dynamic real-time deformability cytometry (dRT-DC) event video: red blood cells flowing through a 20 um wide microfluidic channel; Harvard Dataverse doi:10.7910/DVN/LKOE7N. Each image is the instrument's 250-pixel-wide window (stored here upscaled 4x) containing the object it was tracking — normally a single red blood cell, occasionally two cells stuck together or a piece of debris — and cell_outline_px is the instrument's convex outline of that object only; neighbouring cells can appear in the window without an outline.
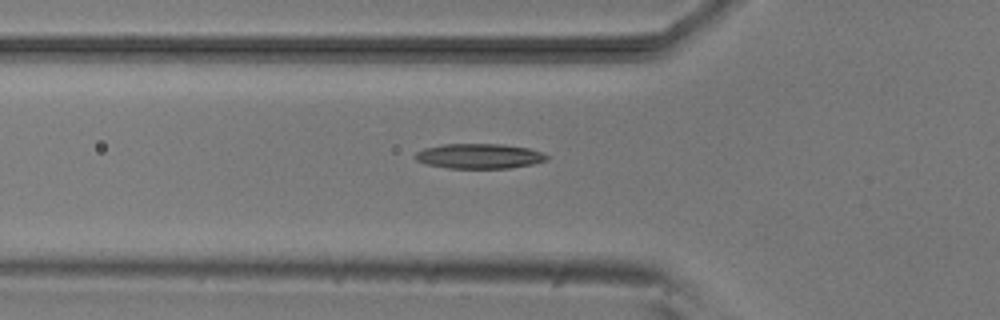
{"species": "common noctule bat (a hibernating species)", "species_latin": "Nyctalus noctula", "temperature_condition": "room temperature", "stored_images_in_passage": 5, "camera_frame_rate_fps": 3000, "um_per_image_px": 0.085, "animal": {"sex": "male", "body_mass_g": 20.5, "forearm_length_mm": 52.5}, "frame": {"image": 1, "passage_image": 5, "time_ms": 5.667, "image_size_px": [1000, 320], "cell_outline_px": [[548, 160], [532, 164], [508, 168], [448, 168], [424, 164], [416, 160], [412, 156], [416, 152], [424, 148], [444, 144], [500, 144], [528, 148], [540, 152], [548, 156]], "centroid_in_image_um": [40.68, 13.27], "position_along_channel_um": 85.1, "area_um2": 19.13}}